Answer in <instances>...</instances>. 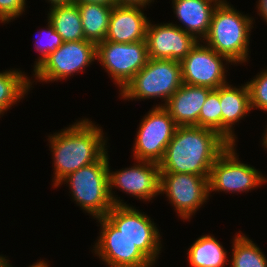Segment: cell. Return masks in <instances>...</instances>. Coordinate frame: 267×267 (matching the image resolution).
<instances>
[{
  "mask_svg": "<svg viewBox=\"0 0 267 267\" xmlns=\"http://www.w3.org/2000/svg\"><path fill=\"white\" fill-rule=\"evenodd\" d=\"M187 251V261L191 267H225L229 262L228 251L211 234L198 237Z\"/></svg>",
  "mask_w": 267,
  "mask_h": 267,
  "instance_id": "cell-20",
  "label": "cell"
},
{
  "mask_svg": "<svg viewBox=\"0 0 267 267\" xmlns=\"http://www.w3.org/2000/svg\"><path fill=\"white\" fill-rule=\"evenodd\" d=\"M175 17L182 24H174L202 41L209 31L216 0H172Z\"/></svg>",
  "mask_w": 267,
  "mask_h": 267,
  "instance_id": "cell-19",
  "label": "cell"
},
{
  "mask_svg": "<svg viewBox=\"0 0 267 267\" xmlns=\"http://www.w3.org/2000/svg\"><path fill=\"white\" fill-rule=\"evenodd\" d=\"M229 145L214 130L199 126H178L159 163L160 173L209 176L215 160Z\"/></svg>",
  "mask_w": 267,
  "mask_h": 267,
  "instance_id": "cell-2",
  "label": "cell"
},
{
  "mask_svg": "<svg viewBox=\"0 0 267 267\" xmlns=\"http://www.w3.org/2000/svg\"><path fill=\"white\" fill-rule=\"evenodd\" d=\"M253 21V17L238 11L229 2L219 3L202 43L226 56L234 65L246 63L250 58L249 39L254 28Z\"/></svg>",
  "mask_w": 267,
  "mask_h": 267,
  "instance_id": "cell-3",
  "label": "cell"
},
{
  "mask_svg": "<svg viewBox=\"0 0 267 267\" xmlns=\"http://www.w3.org/2000/svg\"><path fill=\"white\" fill-rule=\"evenodd\" d=\"M50 264H49V261L48 262H46V260H37L34 264H31L29 267H50L49 266ZM9 267H13L11 264H10V266Z\"/></svg>",
  "mask_w": 267,
  "mask_h": 267,
  "instance_id": "cell-33",
  "label": "cell"
},
{
  "mask_svg": "<svg viewBox=\"0 0 267 267\" xmlns=\"http://www.w3.org/2000/svg\"><path fill=\"white\" fill-rule=\"evenodd\" d=\"M3 255H0V267H9L10 266V260Z\"/></svg>",
  "mask_w": 267,
  "mask_h": 267,
  "instance_id": "cell-34",
  "label": "cell"
},
{
  "mask_svg": "<svg viewBox=\"0 0 267 267\" xmlns=\"http://www.w3.org/2000/svg\"><path fill=\"white\" fill-rule=\"evenodd\" d=\"M257 3V14L262 17L261 19L264 20V22L266 21L267 23V0H258Z\"/></svg>",
  "mask_w": 267,
  "mask_h": 267,
  "instance_id": "cell-30",
  "label": "cell"
},
{
  "mask_svg": "<svg viewBox=\"0 0 267 267\" xmlns=\"http://www.w3.org/2000/svg\"><path fill=\"white\" fill-rule=\"evenodd\" d=\"M5 113L0 109V118L4 115ZM2 115V116H1Z\"/></svg>",
  "mask_w": 267,
  "mask_h": 267,
  "instance_id": "cell-37",
  "label": "cell"
},
{
  "mask_svg": "<svg viewBox=\"0 0 267 267\" xmlns=\"http://www.w3.org/2000/svg\"><path fill=\"white\" fill-rule=\"evenodd\" d=\"M145 212L133 205H114L105 216L155 265L162 248L159 229Z\"/></svg>",
  "mask_w": 267,
  "mask_h": 267,
  "instance_id": "cell-10",
  "label": "cell"
},
{
  "mask_svg": "<svg viewBox=\"0 0 267 267\" xmlns=\"http://www.w3.org/2000/svg\"><path fill=\"white\" fill-rule=\"evenodd\" d=\"M145 6H113L106 41L115 43H134L146 38L149 18L144 14Z\"/></svg>",
  "mask_w": 267,
  "mask_h": 267,
  "instance_id": "cell-16",
  "label": "cell"
},
{
  "mask_svg": "<svg viewBox=\"0 0 267 267\" xmlns=\"http://www.w3.org/2000/svg\"><path fill=\"white\" fill-rule=\"evenodd\" d=\"M27 0H0V23H9L19 18L26 10Z\"/></svg>",
  "mask_w": 267,
  "mask_h": 267,
  "instance_id": "cell-28",
  "label": "cell"
},
{
  "mask_svg": "<svg viewBox=\"0 0 267 267\" xmlns=\"http://www.w3.org/2000/svg\"><path fill=\"white\" fill-rule=\"evenodd\" d=\"M95 124L88 118H82L48 135L55 175L52 176L54 188L69 174L99 161L108 152V137L104 136L102 127Z\"/></svg>",
  "mask_w": 267,
  "mask_h": 267,
  "instance_id": "cell-1",
  "label": "cell"
},
{
  "mask_svg": "<svg viewBox=\"0 0 267 267\" xmlns=\"http://www.w3.org/2000/svg\"><path fill=\"white\" fill-rule=\"evenodd\" d=\"M199 127L214 130L222 136L220 87L212 90L202 105L199 115Z\"/></svg>",
  "mask_w": 267,
  "mask_h": 267,
  "instance_id": "cell-25",
  "label": "cell"
},
{
  "mask_svg": "<svg viewBox=\"0 0 267 267\" xmlns=\"http://www.w3.org/2000/svg\"><path fill=\"white\" fill-rule=\"evenodd\" d=\"M47 19L63 42L85 40L78 5H58L49 8Z\"/></svg>",
  "mask_w": 267,
  "mask_h": 267,
  "instance_id": "cell-21",
  "label": "cell"
},
{
  "mask_svg": "<svg viewBox=\"0 0 267 267\" xmlns=\"http://www.w3.org/2000/svg\"><path fill=\"white\" fill-rule=\"evenodd\" d=\"M85 40L95 44L105 40L113 6L96 3L77 4Z\"/></svg>",
  "mask_w": 267,
  "mask_h": 267,
  "instance_id": "cell-22",
  "label": "cell"
},
{
  "mask_svg": "<svg viewBox=\"0 0 267 267\" xmlns=\"http://www.w3.org/2000/svg\"><path fill=\"white\" fill-rule=\"evenodd\" d=\"M96 61V44L88 41L63 42L33 70V77L38 82H58L65 80Z\"/></svg>",
  "mask_w": 267,
  "mask_h": 267,
  "instance_id": "cell-7",
  "label": "cell"
},
{
  "mask_svg": "<svg viewBox=\"0 0 267 267\" xmlns=\"http://www.w3.org/2000/svg\"><path fill=\"white\" fill-rule=\"evenodd\" d=\"M25 71L9 69L0 72V109L5 113L29 94L32 84L37 81L26 76Z\"/></svg>",
  "mask_w": 267,
  "mask_h": 267,
  "instance_id": "cell-23",
  "label": "cell"
},
{
  "mask_svg": "<svg viewBox=\"0 0 267 267\" xmlns=\"http://www.w3.org/2000/svg\"><path fill=\"white\" fill-rule=\"evenodd\" d=\"M146 41L115 43L102 41L96 44V60L111 76L119 92L132 80L148 61Z\"/></svg>",
  "mask_w": 267,
  "mask_h": 267,
  "instance_id": "cell-8",
  "label": "cell"
},
{
  "mask_svg": "<svg viewBox=\"0 0 267 267\" xmlns=\"http://www.w3.org/2000/svg\"><path fill=\"white\" fill-rule=\"evenodd\" d=\"M267 126V125H266ZM266 130L264 131L265 133H263V135H262V146H264L263 148H264V150H267V127L265 128ZM266 148V149H265Z\"/></svg>",
  "mask_w": 267,
  "mask_h": 267,
  "instance_id": "cell-35",
  "label": "cell"
},
{
  "mask_svg": "<svg viewBox=\"0 0 267 267\" xmlns=\"http://www.w3.org/2000/svg\"><path fill=\"white\" fill-rule=\"evenodd\" d=\"M220 106L222 114V137L230 144H236L235 124L248 116L251 109L247 83L239 87L229 83L220 87Z\"/></svg>",
  "mask_w": 267,
  "mask_h": 267,
  "instance_id": "cell-18",
  "label": "cell"
},
{
  "mask_svg": "<svg viewBox=\"0 0 267 267\" xmlns=\"http://www.w3.org/2000/svg\"><path fill=\"white\" fill-rule=\"evenodd\" d=\"M47 22L46 28L40 30L41 34L39 32V35L41 36L38 35L39 38H37V41L35 42V50L40 54V56L37 57L34 62L33 70L41 64L50 53L54 52L63 43L61 36L55 31L48 20ZM40 37H43L44 40L40 39Z\"/></svg>",
  "mask_w": 267,
  "mask_h": 267,
  "instance_id": "cell-26",
  "label": "cell"
},
{
  "mask_svg": "<svg viewBox=\"0 0 267 267\" xmlns=\"http://www.w3.org/2000/svg\"><path fill=\"white\" fill-rule=\"evenodd\" d=\"M209 176L183 173H160V194H166L169 203L181 220L189 221L209 200Z\"/></svg>",
  "mask_w": 267,
  "mask_h": 267,
  "instance_id": "cell-12",
  "label": "cell"
},
{
  "mask_svg": "<svg viewBox=\"0 0 267 267\" xmlns=\"http://www.w3.org/2000/svg\"><path fill=\"white\" fill-rule=\"evenodd\" d=\"M74 3L75 4L96 3V4H103L106 6L117 5L116 0H74Z\"/></svg>",
  "mask_w": 267,
  "mask_h": 267,
  "instance_id": "cell-31",
  "label": "cell"
},
{
  "mask_svg": "<svg viewBox=\"0 0 267 267\" xmlns=\"http://www.w3.org/2000/svg\"><path fill=\"white\" fill-rule=\"evenodd\" d=\"M246 83L250 94L251 109L257 108L267 113V68Z\"/></svg>",
  "mask_w": 267,
  "mask_h": 267,
  "instance_id": "cell-27",
  "label": "cell"
},
{
  "mask_svg": "<svg viewBox=\"0 0 267 267\" xmlns=\"http://www.w3.org/2000/svg\"><path fill=\"white\" fill-rule=\"evenodd\" d=\"M108 163L107 152L99 161L69 174L57 186L68 185L72 200L93 219L105 217L114 206L109 194Z\"/></svg>",
  "mask_w": 267,
  "mask_h": 267,
  "instance_id": "cell-4",
  "label": "cell"
},
{
  "mask_svg": "<svg viewBox=\"0 0 267 267\" xmlns=\"http://www.w3.org/2000/svg\"><path fill=\"white\" fill-rule=\"evenodd\" d=\"M133 166L118 171L109 168V194L113 205H129L115 195L118 189L137 200L150 201L160 195V167L158 163L134 160Z\"/></svg>",
  "mask_w": 267,
  "mask_h": 267,
  "instance_id": "cell-11",
  "label": "cell"
},
{
  "mask_svg": "<svg viewBox=\"0 0 267 267\" xmlns=\"http://www.w3.org/2000/svg\"><path fill=\"white\" fill-rule=\"evenodd\" d=\"M219 3H227V0H216Z\"/></svg>",
  "mask_w": 267,
  "mask_h": 267,
  "instance_id": "cell-36",
  "label": "cell"
},
{
  "mask_svg": "<svg viewBox=\"0 0 267 267\" xmlns=\"http://www.w3.org/2000/svg\"><path fill=\"white\" fill-rule=\"evenodd\" d=\"M100 236L92 252L108 267H153L154 264L140 249L123 235L106 217L95 219Z\"/></svg>",
  "mask_w": 267,
  "mask_h": 267,
  "instance_id": "cell-14",
  "label": "cell"
},
{
  "mask_svg": "<svg viewBox=\"0 0 267 267\" xmlns=\"http://www.w3.org/2000/svg\"><path fill=\"white\" fill-rule=\"evenodd\" d=\"M236 147V144H230L215 160L208 177L209 197L213 191L247 193L267 183L261 171L239 160Z\"/></svg>",
  "mask_w": 267,
  "mask_h": 267,
  "instance_id": "cell-6",
  "label": "cell"
},
{
  "mask_svg": "<svg viewBox=\"0 0 267 267\" xmlns=\"http://www.w3.org/2000/svg\"><path fill=\"white\" fill-rule=\"evenodd\" d=\"M181 62L167 59H148L132 80L118 93L123 100L162 99L164 106L182 85Z\"/></svg>",
  "mask_w": 267,
  "mask_h": 267,
  "instance_id": "cell-5",
  "label": "cell"
},
{
  "mask_svg": "<svg viewBox=\"0 0 267 267\" xmlns=\"http://www.w3.org/2000/svg\"><path fill=\"white\" fill-rule=\"evenodd\" d=\"M149 59L182 61L199 40L170 23L153 24L149 21L145 38Z\"/></svg>",
  "mask_w": 267,
  "mask_h": 267,
  "instance_id": "cell-15",
  "label": "cell"
},
{
  "mask_svg": "<svg viewBox=\"0 0 267 267\" xmlns=\"http://www.w3.org/2000/svg\"><path fill=\"white\" fill-rule=\"evenodd\" d=\"M177 127L163 106H153L139 124L133 144V158L159 164Z\"/></svg>",
  "mask_w": 267,
  "mask_h": 267,
  "instance_id": "cell-9",
  "label": "cell"
},
{
  "mask_svg": "<svg viewBox=\"0 0 267 267\" xmlns=\"http://www.w3.org/2000/svg\"><path fill=\"white\" fill-rule=\"evenodd\" d=\"M117 5H141L147 7L151 5L154 0H116Z\"/></svg>",
  "mask_w": 267,
  "mask_h": 267,
  "instance_id": "cell-29",
  "label": "cell"
},
{
  "mask_svg": "<svg viewBox=\"0 0 267 267\" xmlns=\"http://www.w3.org/2000/svg\"><path fill=\"white\" fill-rule=\"evenodd\" d=\"M231 267H267L264 251L244 233L236 232L232 241Z\"/></svg>",
  "mask_w": 267,
  "mask_h": 267,
  "instance_id": "cell-24",
  "label": "cell"
},
{
  "mask_svg": "<svg viewBox=\"0 0 267 267\" xmlns=\"http://www.w3.org/2000/svg\"><path fill=\"white\" fill-rule=\"evenodd\" d=\"M212 89L183 83L163 106L177 126H199L200 110Z\"/></svg>",
  "mask_w": 267,
  "mask_h": 267,
  "instance_id": "cell-17",
  "label": "cell"
},
{
  "mask_svg": "<svg viewBox=\"0 0 267 267\" xmlns=\"http://www.w3.org/2000/svg\"><path fill=\"white\" fill-rule=\"evenodd\" d=\"M203 44L199 41L181 61L182 83L215 90L229 83L225 65L229 67L230 63L234 64L226 56Z\"/></svg>",
  "mask_w": 267,
  "mask_h": 267,
  "instance_id": "cell-13",
  "label": "cell"
},
{
  "mask_svg": "<svg viewBox=\"0 0 267 267\" xmlns=\"http://www.w3.org/2000/svg\"><path fill=\"white\" fill-rule=\"evenodd\" d=\"M46 1L51 4L50 7L58 5H68L74 3V0H46Z\"/></svg>",
  "mask_w": 267,
  "mask_h": 267,
  "instance_id": "cell-32",
  "label": "cell"
}]
</instances>
